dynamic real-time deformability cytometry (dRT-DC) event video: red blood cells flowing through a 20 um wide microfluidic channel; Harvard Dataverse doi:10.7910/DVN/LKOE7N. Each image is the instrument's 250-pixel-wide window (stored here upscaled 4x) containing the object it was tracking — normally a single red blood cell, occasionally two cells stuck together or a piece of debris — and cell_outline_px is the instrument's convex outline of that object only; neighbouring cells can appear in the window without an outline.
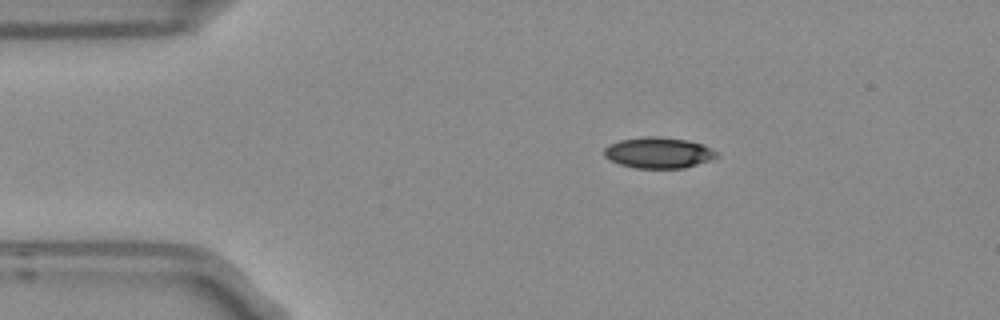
{"species": "Egyptian fruit bat (a non-hibernating species)", "species_latin": "Rousettus aegyptiacus", "temperature_condition": "room temperature", "stored_images_in_passage": 3, "camera_frame_rate_fps": 3000, "um_per_image_px": 0.085, "frame": {"image": 1, "passage_image": 1, "time_ms": 0.0, "image_size_px": [1000, 320], "cell_outline_px": [[720, 156], [684, 168], [636, 168], [620, 164], [604, 156], [604, 148], [608, 144], [620, 140], [644, 136], [656, 136], [688, 140], [704, 144], [716, 152]], "centroid_in_image_um": [55.96, 12.97], "position_along_channel_um": 29.0, "area_um2": 20.23}}